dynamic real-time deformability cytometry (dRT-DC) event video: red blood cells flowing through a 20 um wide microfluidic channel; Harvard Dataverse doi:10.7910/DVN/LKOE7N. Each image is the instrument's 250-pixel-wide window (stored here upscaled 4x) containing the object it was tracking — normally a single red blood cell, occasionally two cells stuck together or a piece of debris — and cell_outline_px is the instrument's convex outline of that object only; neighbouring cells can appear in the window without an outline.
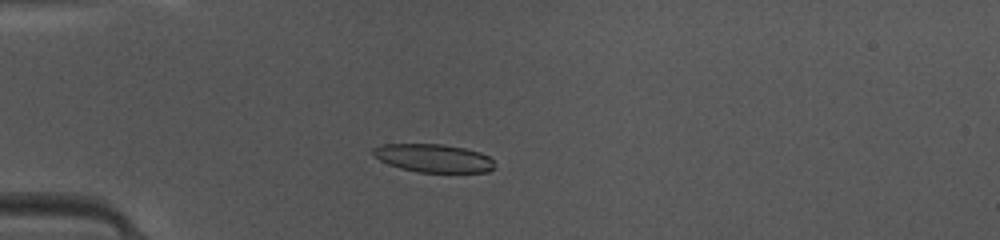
{"species": "common noctule bat (a hibernating species)", "species_latin": "Nyctalus noctula", "temperature_condition": "warm", "stored_images_in_passage": 49, "camera_frame_rate_fps": 3000, "um_per_image_px": 0.085, "animal": {"sex": "female", "body_mass_g": 10.0, "forearm_length_mm": 53.1}, "frame": {"image": 1, "passage_image": 14, "time_ms": 4.333, "image_size_px": [1000, 240], "cell_outline_px": [[496, 168], [488, 172], [420, 172], [400, 168], [388, 164], [372, 156], [372, 148], [380, 144], [444, 144], [464, 148], [480, 152], [488, 156], [492, 160]], "centroid_in_image_um": [36.83, 13.44], "position_along_channel_um": 48.2, "area_um2": 20.11}}
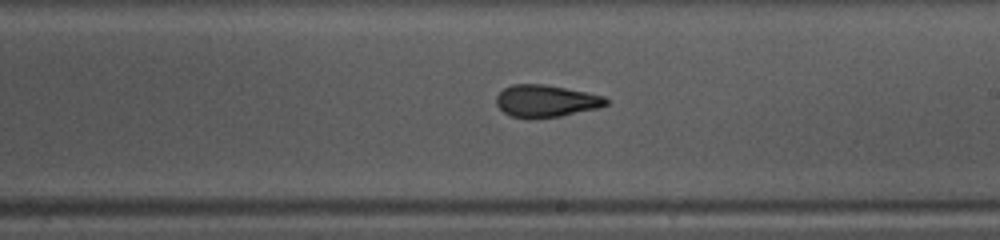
{"frame": {"image": 2, "passage_image": 29, "time_ms": 9.333, "image_size_px": [1000, 240], "cell_outline_px": [[608, 104], [600, 108], [560, 116], [512, 116], [504, 112], [496, 104], [496, 96], [504, 88], [512, 84], [544, 84], [604, 96], [608, 100]], "centroid_in_image_um": [46.43, 8.56], "position_along_channel_um": 242.6, "area_um2": 20.0}}
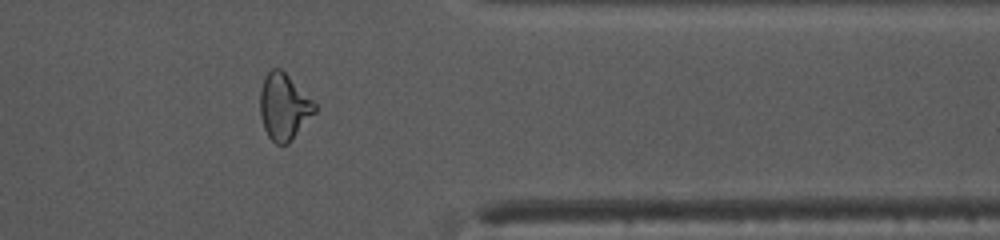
{"frame": {"image": 3, "passage_image": 40, "time_ms": 13.0, "image_size_px": [1000, 240], "cell_outline_px": [[316, 112], [288, 144], [276, 144], [268, 136], [264, 128], [260, 116], [260, 88], [264, 76], [272, 68], [280, 68], [316, 104]], "centroid_in_image_um": [24.11, 9.08], "position_along_channel_um": 387.3, "area_um2": 20.98}, "authors_computed_cell_mechanics": {"area_um2": 20.808, "velocity_mm_per_s": 4.1859, "shape_relaxation_time_tau1_ms": 5.7836, "shape_relaxation_time_tau2_ms": 1.493, "deformation_change_tau1": 0.1848, "deformation_change_tau2": 0.0792}}